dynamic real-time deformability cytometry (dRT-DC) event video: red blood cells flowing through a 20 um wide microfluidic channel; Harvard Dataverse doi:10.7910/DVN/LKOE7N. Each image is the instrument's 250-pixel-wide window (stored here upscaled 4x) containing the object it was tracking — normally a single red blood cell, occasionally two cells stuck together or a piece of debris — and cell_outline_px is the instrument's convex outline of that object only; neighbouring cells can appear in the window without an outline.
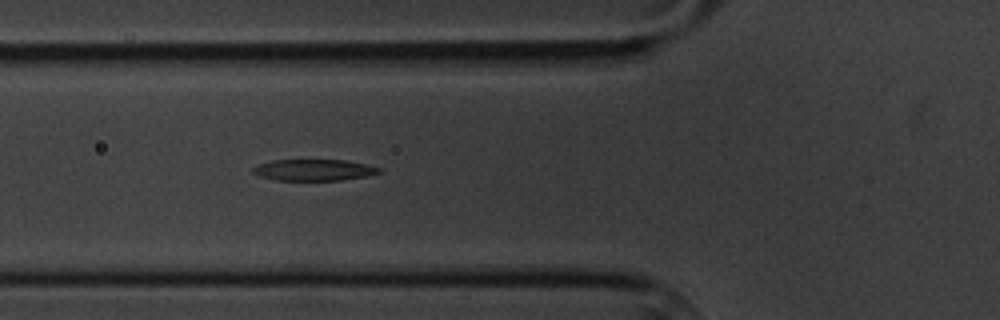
{"species": "common noctule bat (a hibernating species)", "species_latin": "Nyctalus noctula", "temperature_condition": "cold", "stored_images_in_passage": 8, "camera_frame_rate_fps": 3000, "um_per_image_px": 0.085, "animal": {"sex": "male", "body_mass_g": 20.1, "forearm_length_mm": 53.5}, "frame": {"image": 1, "passage_image": 8, "time_ms": 8.667, "image_size_px": [1000, 320], "cell_outline_px": [[380, 172], [364, 176], [340, 180], [276, 180], [260, 176], [252, 172], [252, 168], [260, 164], [272, 160], [348, 160], [380, 168]], "centroid_in_image_um": [26.64, 14.44], "position_along_channel_um": 99.2, "area_um2": 15.43}}